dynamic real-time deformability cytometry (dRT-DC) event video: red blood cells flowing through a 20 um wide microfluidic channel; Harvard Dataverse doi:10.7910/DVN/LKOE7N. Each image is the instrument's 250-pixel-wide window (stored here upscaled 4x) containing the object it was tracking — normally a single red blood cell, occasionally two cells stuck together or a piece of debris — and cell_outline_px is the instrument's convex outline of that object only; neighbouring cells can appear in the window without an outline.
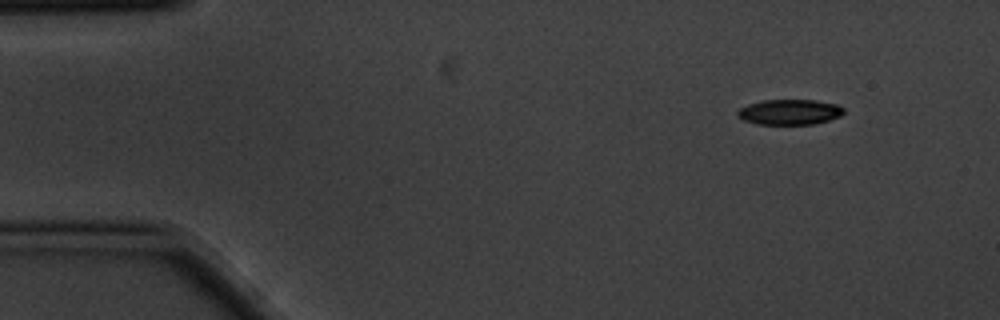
{"species": "common noctule bat (a hibernating species)", "species_latin": "Nyctalus noctula", "temperature_condition": "cold", "stored_images_in_passage": 5, "segment_of_instrument_passage": [2, 2], "camera_frame_rate_fps": 3000, "um_per_image_px": 0.085, "animal": {"sex": "male", "body_mass_g": 20.1, "forearm_length_mm": 53.5}, "frame": {"image": 1, "passage_image": 5, "time_ms": 1.333, "image_size_px": [1000, 320], "cell_outline_px": [[844, 112], [840, 116], [828, 120], [812, 124], [756, 124], [744, 120], [736, 116], [736, 112], [740, 108], [748, 104], [764, 100], [816, 100], [836, 104], [844, 108]], "centroid_in_image_um": [67.09, 9.52], "position_along_channel_um": 17.9, "area_um2": 15.66}}